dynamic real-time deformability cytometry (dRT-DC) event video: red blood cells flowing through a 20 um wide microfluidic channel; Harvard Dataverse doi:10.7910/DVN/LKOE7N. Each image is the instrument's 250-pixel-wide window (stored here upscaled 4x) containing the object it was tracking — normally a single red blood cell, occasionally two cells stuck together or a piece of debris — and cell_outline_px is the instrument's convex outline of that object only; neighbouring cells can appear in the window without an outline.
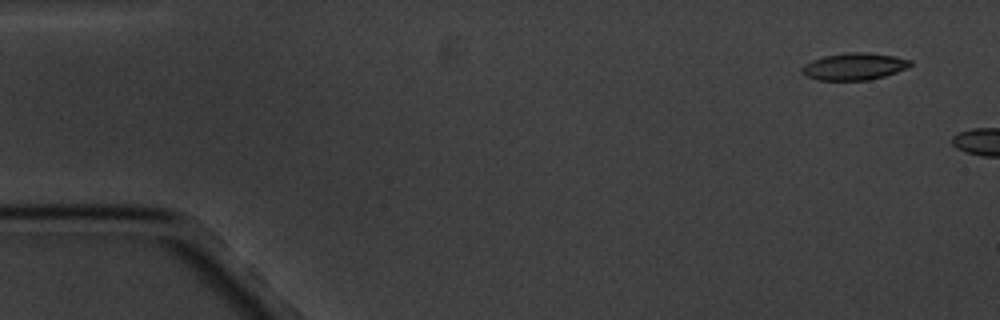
{"species": "common noctule bat (a hibernating species)", "species_latin": "Nyctalus noctula", "temperature_condition": "cold", "stored_images_in_passage": 5, "segment_of_instrument_passage": [2, 2], "camera_frame_rate_fps": 3000, "um_per_image_px": 0.085, "animal": {"sex": "male", "body_mass_g": 20.1, "forearm_length_mm": 53.5}, "frame": {"image": 1, "passage_image": 5, "time_ms": 6.333, "image_size_px": [1000, 320], "cell_outline_px": [[912, 64], [896, 72], [884, 76], [868, 80], [816, 80], [804, 76], [800, 72], [800, 68], [804, 64], [812, 60], [824, 56], [848, 52], [868, 52], [896, 56], [912, 60]], "centroid_in_image_um": [72.56, 5.65], "position_along_channel_um": 12.4, "area_um2": 17.22}}